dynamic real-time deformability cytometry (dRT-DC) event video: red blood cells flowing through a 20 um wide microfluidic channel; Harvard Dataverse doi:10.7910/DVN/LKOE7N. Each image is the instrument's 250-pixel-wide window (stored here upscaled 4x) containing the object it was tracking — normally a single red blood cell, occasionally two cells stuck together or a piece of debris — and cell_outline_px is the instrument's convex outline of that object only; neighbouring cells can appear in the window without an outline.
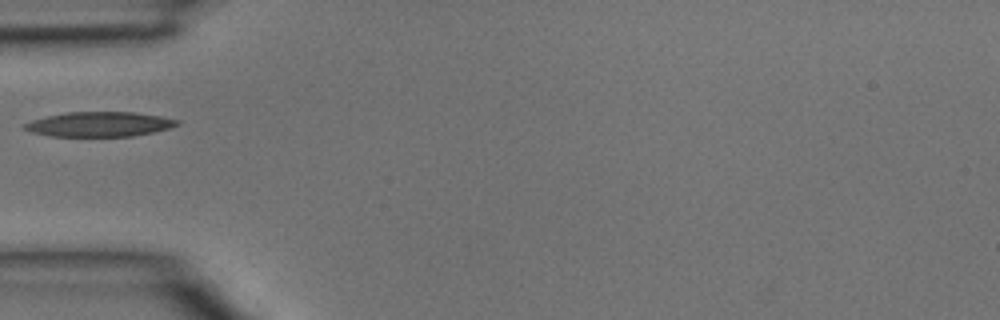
{"species": "common noctule bat (a hibernating species)", "species_latin": "Nyctalus noctula", "temperature_condition": "room temperature", "stored_images_in_passage": 1, "camera_frame_rate_fps": 3000, "um_per_image_px": 0.085, "animal": {"sex": "male", "body_mass_g": 15.6}, "frame": {"image": 1, "passage_image": 1, "time_ms": 0.0, "image_size_px": [1000, 320], "cell_outline_px": [[180, 124], [168, 128], [152, 132], [132, 136], [48, 136], [32, 132], [20, 128], [20, 124], [32, 120], [48, 116], [68, 112], [136, 112], [160, 116], [180, 120]], "centroid_in_image_um": [8.4, 10.56], "position_along_channel_um": 76.6, "area_um2": 22.08}}